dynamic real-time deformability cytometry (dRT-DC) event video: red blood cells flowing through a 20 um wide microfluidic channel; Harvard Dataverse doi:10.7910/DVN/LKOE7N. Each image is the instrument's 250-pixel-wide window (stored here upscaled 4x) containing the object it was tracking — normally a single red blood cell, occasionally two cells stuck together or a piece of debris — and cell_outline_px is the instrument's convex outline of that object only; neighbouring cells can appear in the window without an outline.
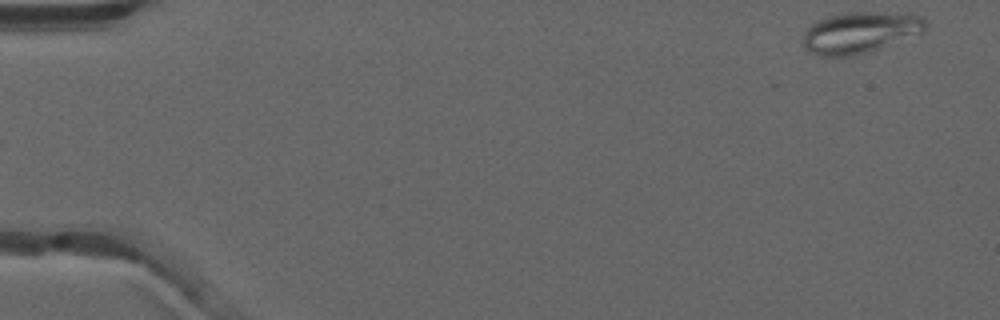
{"species": "common noctule bat (a hibernating species)", "species_latin": "Nyctalus noctula", "temperature_condition": "warm", "stored_images_in_passage": 51, "camera_frame_rate_fps": 3000, "um_per_image_px": 0.085, "animal": {"sex": "male", "forearm_length_mm": 52.5}, "frame": {"image": 1, "passage_image": 1, "time_ms": 0.0, "image_size_px": [1000, 320], "cell_outline_px": [[928, 24], [924, 32], [872, 52], [848, 56], [820, 56], [804, 48], [804, 32], [816, 20], [828, 16], [844, 12], [908, 12], [920, 16]], "centroid_in_image_um": [73.16, 2.74], "position_along_channel_um": 11.8, "area_um2": 29.94}}
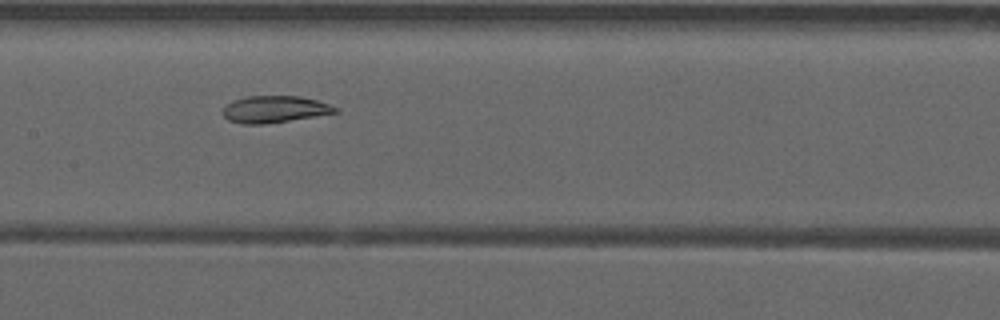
{"frame": {"image": 2, "passage_image": 25, "time_ms": 8.0, "image_size_px": [1000, 320], "cell_outline_px": [[340, 112], [264, 124], [240, 124], [228, 120], [224, 116], [224, 108], [232, 100], [244, 96], [300, 96], [316, 100], [340, 108]], "centroid_in_image_um": [23.35, 9.28], "position_along_channel_um": 184.1, "area_um2": 17.57}}
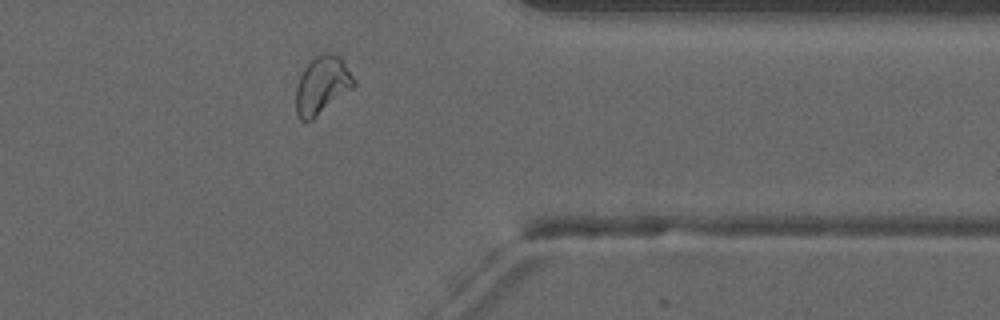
{"frame": {"image": 3, "passage_image": 41, "time_ms": 13.333, "image_size_px": [1000, 320], "cell_outline_px": [[356, 84], [352, 88], [312, 120], [300, 120], [296, 112], [296, 88], [300, 76], [304, 68], [316, 56], [324, 52], [328, 52], [340, 56], [356, 80]], "centroid_in_image_um": [27.38, 7.23], "position_along_channel_um": 384.0, "area_um2": 19.31}, "authors_computed_cell_mechanics": {"area_um2": 20.808, "velocity_mm_per_s": 3.9458, "shape_relaxation_time_tau1_ms": null, "shape_relaxation_time_tau2_ms": 1.4459, "deformation_change_tau1": null, "deformation_change_tau2": 0.0687}}